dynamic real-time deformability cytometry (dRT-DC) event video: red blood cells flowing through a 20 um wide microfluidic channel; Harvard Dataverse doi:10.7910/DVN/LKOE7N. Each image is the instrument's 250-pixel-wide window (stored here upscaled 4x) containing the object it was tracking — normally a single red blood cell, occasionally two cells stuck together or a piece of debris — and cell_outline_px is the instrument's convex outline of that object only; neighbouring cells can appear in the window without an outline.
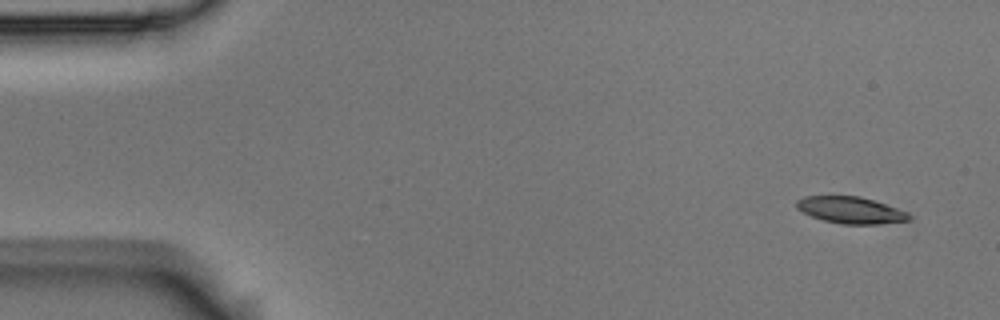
{"species": "Egyptian fruit bat (a non-hibernating species)", "species_latin": "Rousettus aegyptiacus", "temperature_condition": "room temperature", "stored_images_in_passage": 8, "camera_frame_rate_fps": 3000, "um_per_image_px": 0.085, "animal": {"sex": "male"}, "frame": {"image": 1, "passage_image": 1, "time_ms": 0.0, "image_size_px": [1000, 320], "cell_outline_px": [[912, 216], [908, 220], [880, 224], [840, 224], [824, 220], [812, 216], [796, 208], [796, 200], [804, 196], [860, 196], [908, 212]], "centroid_in_image_um": [72.29, 17.86], "position_along_channel_um": 12.7, "area_um2": 17.34}}
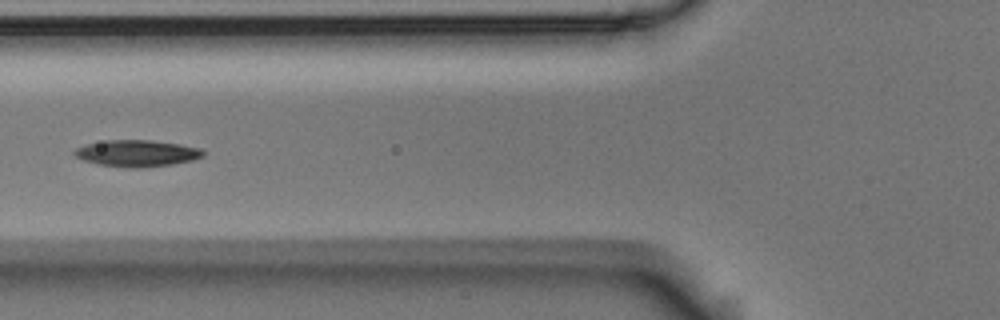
{"frame": {"image": 2, "passage_image": 6, "time_ms": 1.667, "image_size_px": [1000, 320], "cell_outline_px": [[204, 156], [192, 160], [172, 164], [140, 168], [128, 168], [100, 164], [84, 160], [76, 156], [72, 152], [76, 148], [88, 144], [108, 140], [152, 140], [180, 144], [200, 148], [204, 152]], "centroid_in_image_um": [11.66, 13.03], "position_along_channel_um": 114.1, "area_um2": 19.77}}
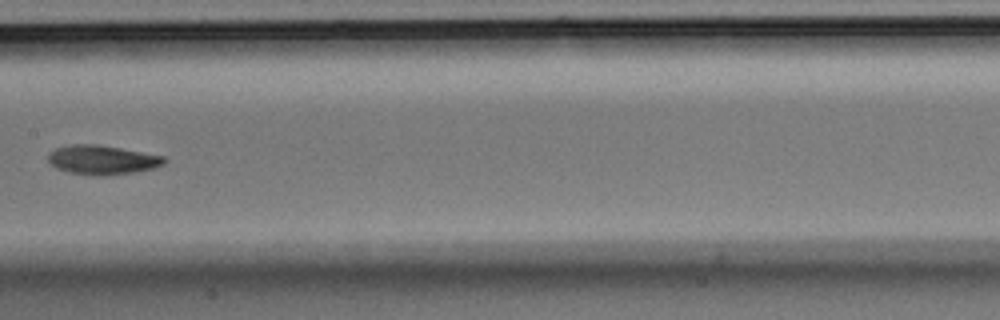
{"frame": {"image": 3, "passage_image": 8, "time_ms": 2.333, "image_size_px": [1000, 320], "cell_outline_px": [[168, 160], [164, 164], [152, 168], [136, 172], [104, 176], [96, 176], [72, 172], [56, 168], [48, 160], [48, 152], [56, 148], [72, 144], [96, 144], [120, 148], [164, 156]], "centroid_in_image_um": [8.7, 13.59], "position_along_channel_um": 198.7, "area_um2": 19.71}}